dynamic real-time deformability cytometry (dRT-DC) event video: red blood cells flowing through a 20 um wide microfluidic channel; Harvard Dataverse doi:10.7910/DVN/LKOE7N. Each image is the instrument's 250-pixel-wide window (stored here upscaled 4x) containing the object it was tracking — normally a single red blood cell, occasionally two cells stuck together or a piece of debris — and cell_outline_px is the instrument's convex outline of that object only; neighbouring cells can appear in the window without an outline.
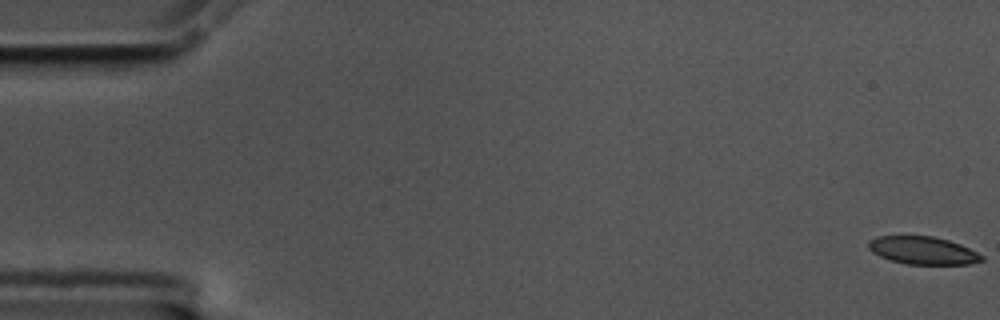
{"species": "common noctule bat (a hibernating species)", "species_latin": "Nyctalus noctula", "temperature_condition": "cold", "stored_images_in_passage": 58, "camera_frame_rate_fps": 3000, "um_per_image_px": 0.085, "animal": {"sex": "male", "body_mass_g": 17.5, "forearm_length_mm": 52.3}, "frame": {"image": 1, "passage_image": 1, "time_ms": 0.0, "image_size_px": [1000, 320], "cell_outline_px": [[984, 260], [968, 264], [908, 264], [892, 260], [880, 256], [872, 252], [868, 248], [868, 240], [876, 236], [932, 236], [948, 240], [960, 244], [984, 256]], "centroid_in_image_um": [78.43, 21.28], "position_along_channel_um": 6.6, "area_um2": 18.21}}
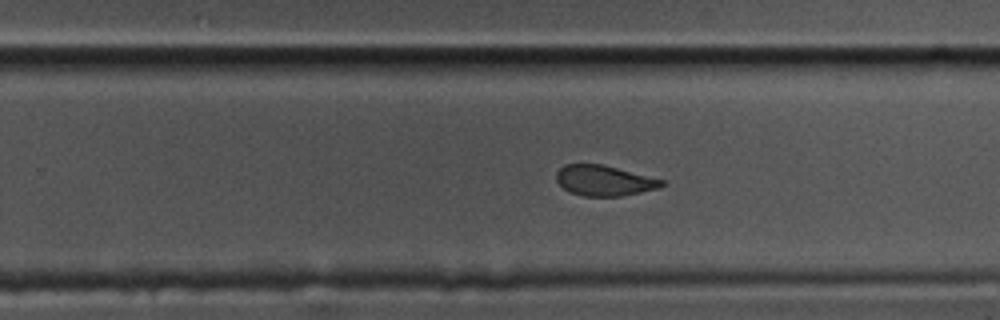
{"frame": {"image": 2, "passage_image": 37, "time_ms": 12.0, "image_size_px": [1000, 320], "cell_outline_px": [[664, 184], [660, 188], [620, 196], [584, 196], [568, 192], [556, 180], [556, 172], [564, 164], [600, 164], [664, 180]], "centroid_in_image_um": [51.32, 15.35], "position_along_channel_um": 278.5, "area_um2": 18.5}}
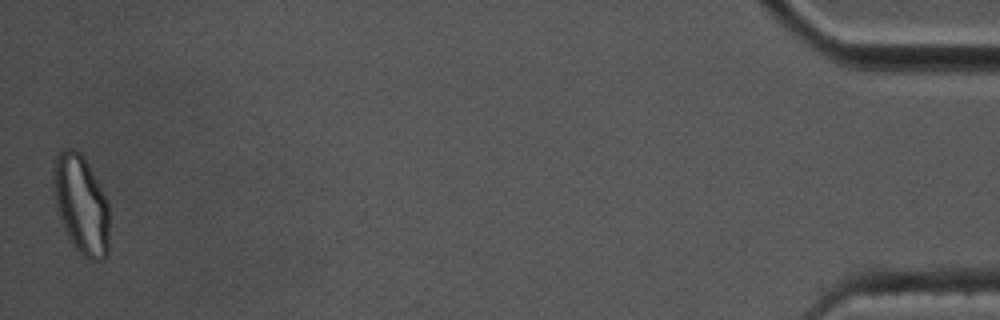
{"frame": {"image": 3, "passage_image": 58, "time_ms": 19.0, "image_size_px": [1000, 320], "cell_outline_px": [[108, 256], [104, 260], [92, 260], [84, 256], [72, 244], [64, 228], [56, 204], [52, 176], [52, 168], [56, 152], [64, 148], [72, 148], [80, 152], [84, 156], [108, 200]], "centroid_in_image_um": [6.89, 17.33], "position_along_channel_um": 428.3, "area_um2": 32.37}, "authors_computed_cell_mechanics": {"area_um2": 20.1722, "velocity_mm_per_s": 3.4769, "shape_relaxation_time_tau1_ms": 8.6503, "shape_relaxation_time_tau2_ms": 2.1225, "deformation_change_tau1": 0.1612, "deformation_change_tau2": 0.0714}}